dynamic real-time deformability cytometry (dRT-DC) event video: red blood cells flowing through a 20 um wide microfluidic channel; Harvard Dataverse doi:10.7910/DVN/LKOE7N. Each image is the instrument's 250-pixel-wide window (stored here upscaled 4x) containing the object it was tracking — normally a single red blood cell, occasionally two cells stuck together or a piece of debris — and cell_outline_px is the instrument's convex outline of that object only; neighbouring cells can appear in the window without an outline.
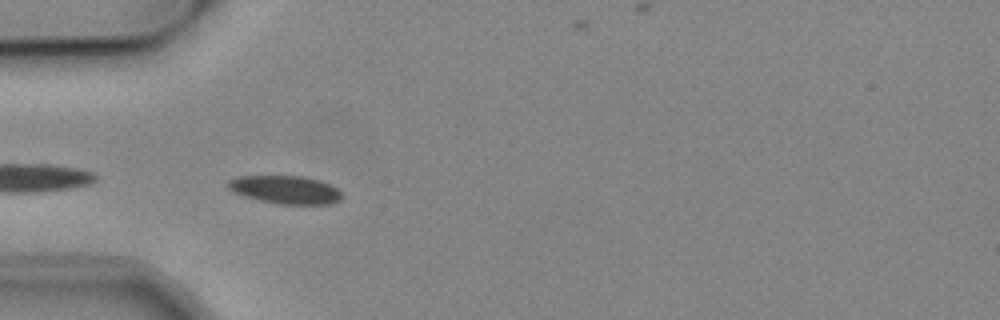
{"species": "common noctule bat (a hibernating species)", "species_latin": "Nyctalus noctula", "temperature_condition": "cold", "stored_images_in_passage": 10, "camera_frame_rate_fps": 3000, "um_per_image_px": 0.085, "animal": {"sex": "male", "body_mass_g": 19.2, "forearm_length_mm": 51.8}, "frame": {"image": 1, "passage_image": 2, "time_ms": 0.333, "image_size_px": [1000, 320], "cell_outline_px": [[344, 196], [340, 200], [332, 204], [280, 204], [260, 200], [244, 196], [232, 192], [224, 184], [228, 180], [240, 176], [304, 176], [320, 180], [336, 188]], "centroid_in_image_um": [24.24, 16.12], "position_along_channel_um": 60.8, "area_um2": 18.79}}
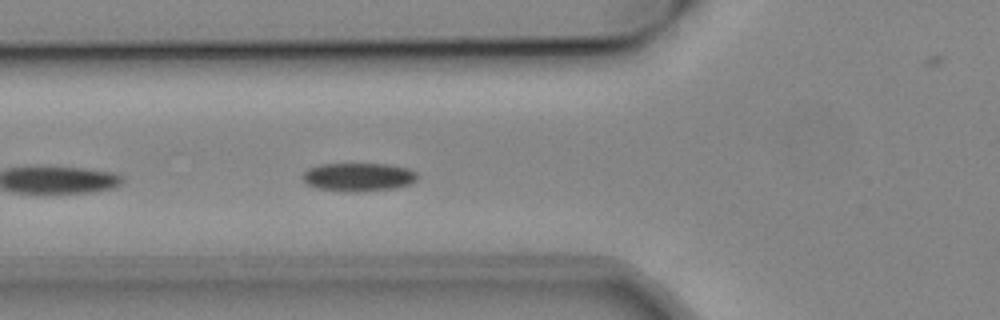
{"frame": {"image": 2, "passage_image": 5, "time_ms": 1.333, "image_size_px": [1000, 320], "cell_outline_px": [[416, 180], [408, 184], [396, 188], [356, 192], [352, 192], [320, 188], [308, 184], [304, 180], [304, 172], [308, 168], [320, 164], [388, 164], [408, 168], [416, 172]], "centroid_in_image_um": [30.49, 15.04], "position_along_channel_um": 95.3, "area_um2": 18.73}}